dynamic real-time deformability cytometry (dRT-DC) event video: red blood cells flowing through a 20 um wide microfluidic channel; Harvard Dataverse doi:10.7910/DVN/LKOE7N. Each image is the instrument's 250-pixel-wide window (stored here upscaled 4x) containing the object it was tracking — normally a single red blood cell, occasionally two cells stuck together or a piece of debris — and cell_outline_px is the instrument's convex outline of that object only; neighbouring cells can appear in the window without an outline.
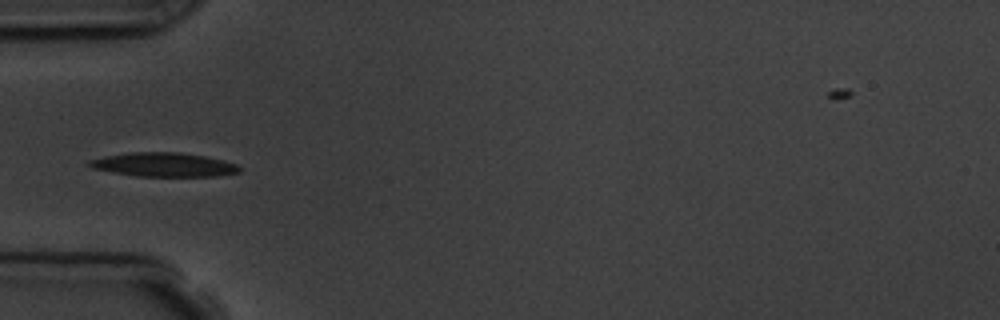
{"species": "common noctule bat (a hibernating species)", "species_latin": "Nyctalus noctula", "temperature_condition": "room temperature", "stored_images_in_passage": 6, "camera_frame_rate_fps": 3000, "um_per_image_px": 0.085, "animal": {"sex": "male", "body_mass_g": 19.5, "forearm_length_mm": 54.6}, "frame": {"image": 1, "passage_image": 6, "time_ms": 5.667, "image_size_px": [1000, 320], "cell_outline_px": [[240, 172], [216, 176], [136, 176], [112, 172], [92, 168], [84, 164], [88, 160], [104, 156], [132, 152], [180, 152], [204, 156], [224, 160], [236, 164], [240, 168]], "centroid_in_image_um": [13.88, 13.99], "position_along_channel_um": 71.1, "area_um2": 21.04}}